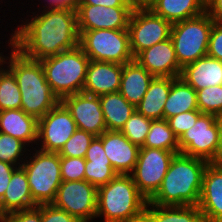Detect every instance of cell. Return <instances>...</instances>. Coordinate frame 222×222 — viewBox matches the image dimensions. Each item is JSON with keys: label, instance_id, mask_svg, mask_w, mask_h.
<instances>
[{"label": "cell", "instance_id": "3", "mask_svg": "<svg viewBox=\"0 0 222 222\" xmlns=\"http://www.w3.org/2000/svg\"><path fill=\"white\" fill-rule=\"evenodd\" d=\"M9 70L16 78L21 91V109L37 120L55 107L60 99L53 93L46 81L40 61L24 57L12 45Z\"/></svg>", "mask_w": 222, "mask_h": 222}, {"label": "cell", "instance_id": "36", "mask_svg": "<svg viewBox=\"0 0 222 222\" xmlns=\"http://www.w3.org/2000/svg\"><path fill=\"white\" fill-rule=\"evenodd\" d=\"M62 181L84 180L85 158L60 157Z\"/></svg>", "mask_w": 222, "mask_h": 222}, {"label": "cell", "instance_id": "2", "mask_svg": "<svg viewBox=\"0 0 222 222\" xmlns=\"http://www.w3.org/2000/svg\"><path fill=\"white\" fill-rule=\"evenodd\" d=\"M207 164L199 158L175 154L160 188L148 202L160 206L198 205Z\"/></svg>", "mask_w": 222, "mask_h": 222}, {"label": "cell", "instance_id": "46", "mask_svg": "<svg viewBox=\"0 0 222 222\" xmlns=\"http://www.w3.org/2000/svg\"><path fill=\"white\" fill-rule=\"evenodd\" d=\"M133 8H148L154 0H127Z\"/></svg>", "mask_w": 222, "mask_h": 222}, {"label": "cell", "instance_id": "11", "mask_svg": "<svg viewBox=\"0 0 222 222\" xmlns=\"http://www.w3.org/2000/svg\"><path fill=\"white\" fill-rule=\"evenodd\" d=\"M172 24L149 8H134L128 23L130 50L135 58L141 51L170 38Z\"/></svg>", "mask_w": 222, "mask_h": 222}, {"label": "cell", "instance_id": "33", "mask_svg": "<svg viewBox=\"0 0 222 222\" xmlns=\"http://www.w3.org/2000/svg\"><path fill=\"white\" fill-rule=\"evenodd\" d=\"M196 98L200 112L217 117L222 115V85L199 89Z\"/></svg>", "mask_w": 222, "mask_h": 222}, {"label": "cell", "instance_id": "26", "mask_svg": "<svg viewBox=\"0 0 222 222\" xmlns=\"http://www.w3.org/2000/svg\"><path fill=\"white\" fill-rule=\"evenodd\" d=\"M171 88V77H154L136 110L152 120H163V109Z\"/></svg>", "mask_w": 222, "mask_h": 222}, {"label": "cell", "instance_id": "13", "mask_svg": "<svg viewBox=\"0 0 222 222\" xmlns=\"http://www.w3.org/2000/svg\"><path fill=\"white\" fill-rule=\"evenodd\" d=\"M77 129L70 111L60 101L38 120L37 139L42 140L40 150L59 153Z\"/></svg>", "mask_w": 222, "mask_h": 222}, {"label": "cell", "instance_id": "9", "mask_svg": "<svg viewBox=\"0 0 222 222\" xmlns=\"http://www.w3.org/2000/svg\"><path fill=\"white\" fill-rule=\"evenodd\" d=\"M217 116L202 113L194 126L178 139L180 153L217 163L219 125Z\"/></svg>", "mask_w": 222, "mask_h": 222}, {"label": "cell", "instance_id": "40", "mask_svg": "<svg viewBox=\"0 0 222 222\" xmlns=\"http://www.w3.org/2000/svg\"><path fill=\"white\" fill-rule=\"evenodd\" d=\"M207 56L222 61V24L213 23Z\"/></svg>", "mask_w": 222, "mask_h": 222}, {"label": "cell", "instance_id": "24", "mask_svg": "<svg viewBox=\"0 0 222 222\" xmlns=\"http://www.w3.org/2000/svg\"><path fill=\"white\" fill-rule=\"evenodd\" d=\"M148 8L174 24L205 13L206 0H154Z\"/></svg>", "mask_w": 222, "mask_h": 222}, {"label": "cell", "instance_id": "5", "mask_svg": "<svg viewBox=\"0 0 222 222\" xmlns=\"http://www.w3.org/2000/svg\"><path fill=\"white\" fill-rule=\"evenodd\" d=\"M89 61L80 46L40 60L46 81L60 101L83 91Z\"/></svg>", "mask_w": 222, "mask_h": 222}, {"label": "cell", "instance_id": "44", "mask_svg": "<svg viewBox=\"0 0 222 222\" xmlns=\"http://www.w3.org/2000/svg\"><path fill=\"white\" fill-rule=\"evenodd\" d=\"M50 6H47L50 9L55 8H77L78 0H48Z\"/></svg>", "mask_w": 222, "mask_h": 222}, {"label": "cell", "instance_id": "39", "mask_svg": "<svg viewBox=\"0 0 222 222\" xmlns=\"http://www.w3.org/2000/svg\"><path fill=\"white\" fill-rule=\"evenodd\" d=\"M1 222H41V204L36 207L8 213Z\"/></svg>", "mask_w": 222, "mask_h": 222}, {"label": "cell", "instance_id": "28", "mask_svg": "<svg viewBox=\"0 0 222 222\" xmlns=\"http://www.w3.org/2000/svg\"><path fill=\"white\" fill-rule=\"evenodd\" d=\"M99 100L108 131H120L136 110L119 92L101 95Z\"/></svg>", "mask_w": 222, "mask_h": 222}, {"label": "cell", "instance_id": "19", "mask_svg": "<svg viewBox=\"0 0 222 222\" xmlns=\"http://www.w3.org/2000/svg\"><path fill=\"white\" fill-rule=\"evenodd\" d=\"M123 65L90 60L84 82V93L101 96L119 92Z\"/></svg>", "mask_w": 222, "mask_h": 222}, {"label": "cell", "instance_id": "27", "mask_svg": "<svg viewBox=\"0 0 222 222\" xmlns=\"http://www.w3.org/2000/svg\"><path fill=\"white\" fill-rule=\"evenodd\" d=\"M191 110H198L196 90L182 78H171V88L163 109V119Z\"/></svg>", "mask_w": 222, "mask_h": 222}, {"label": "cell", "instance_id": "25", "mask_svg": "<svg viewBox=\"0 0 222 222\" xmlns=\"http://www.w3.org/2000/svg\"><path fill=\"white\" fill-rule=\"evenodd\" d=\"M38 120L22 109L0 111V132L11 135L25 144L38 141ZM27 142V143H26Z\"/></svg>", "mask_w": 222, "mask_h": 222}, {"label": "cell", "instance_id": "7", "mask_svg": "<svg viewBox=\"0 0 222 222\" xmlns=\"http://www.w3.org/2000/svg\"><path fill=\"white\" fill-rule=\"evenodd\" d=\"M30 161L22 163L28 178L33 201L37 204H51L62 183L59 153L37 150ZM27 163V164H26Z\"/></svg>", "mask_w": 222, "mask_h": 222}, {"label": "cell", "instance_id": "21", "mask_svg": "<svg viewBox=\"0 0 222 222\" xmlns=\"http://www.w3.org/2000/svg\"><path fill=\"white\" fill-rule=\"evenodd\" d=\"M180 78L196 91L222 85V61L209 56L199 58L182 68Z\"/></svg>", "mask_w": 222, "mask_h": 222}, {"label": "cell", "instance_id": "23", "mask_svg": "<svg viewBox=\"0 0 222 222\" xmlns=\"http://www.w3.org/2000/svg\"><path fill=\"white\" fill-rule=\"evenodd\" d=\"M153 78L154 76L134 59L123 65L119 93L136 107Z\"/></svg>", "mask_w": 222, "mask_h": 222}, {"label": "cell", "instance_id": "22", "mask_svg": "<svg viewBox=\"0 0 222 222\" xmlns=\"http://www.w3.org/2000/svg\"><path fill=\"white\" fill-rule=\"evenodd\" d=\"M116 175L104 151L102 140L95 136L85 156L84 180L99 188L106 185Z\"/></svg>", "mask_w": 222, "mask_h": 222}, {"label": "cell", "instance_id": "32", "mask_svg": "<svg viewBox=\"0 0 222 222\" xmlns=\"http://www.w3.org/2000/svg\"><path fill=\"white\" fill-rule=\"evenodd\" d=\"M151 121L152 119L143 116L135 110L120 132L131 143L142 147L149 132Z\"/></svg>", "mask_w": 222, "mask_h": 222}, {"label": "cell", "instance_id": "10", "mask_svg": "<svg viewBox=\"0 0 222 222\" xmlns=\"http://www.w3.org/2000/svg\"><path fill=\"white\" fill-rule=\"evenodd\" d=\"M175 154L172 151L140 147L136 165L130 175L139 192L148 201L160 188Z\"/></svg>", "mask_w": 222, "mask_h": 222}, {"label": "cell", "instance_id": "8", "mask_svg": "<svg viewBox=\"0 0 222 222\" xmlns=\"http://www.w3.org/2000/svg\"><path fill=\"white\" fill-rule=\"evenodd\" d=\"M79 46L90 60L121 65L134 60L130 50L128 29L84 31L80 35Z\"/></svg>", "mask_w": 222, "mask_h": 222}, {"label": "cell", "instance_id": "14", "mask_svg": "<svg viewBox=\"0 0 222 222\" xmlns=\"http://www.w3.org/2000/svg\"><path fill=\"white\" fill-rule=\"evenodd\" d=\"M132 6L105 7L102 5H77L78 30H125L133 11Z\"/></svg>", "mask_w": 222, "mask_h": 222}, {"label": "cell", "instance_id": "16", "mask_svg": "<svg viewBox=\"0 0 222 222\" xmlns=\"http://www.w3.org/2000/svg\"><path fill=\"white\" fill-rule=\"evenodd\" d=\"M134 59L154 77H180L182 68L171 38L144 49Z\"/></svg>", "mask_w": 222, "mask_h": 222}, {"label": "cell", "instance_id": "38", "mask_svg": "<svg viewBox=\"0 0 222 222\" xmlns=\"http://www.w3.org/2000/svg\"><path fill=\"white\" fill-rule=\"evenodd\" d=\"M41 222H81L65 210L51 204H41Z\"/></svg>", "mask_w": 222, "mask_h": 222}, {"label": "cell", "instance_id": "31", "mask_svg": "<svg viewBox=\"0 0 222 222\" xmlns=\"http://www.w3.org/2000/svg\"><path fill=\"white\" fill-rule=\"evenodd\" d=\"M21 109V91L13 73L0 69V111Z\"/></svg>", "mask_w": 222, "mask_h": 222}, {"label": "cell", "instance_id": "29", "mask_svg": "<svg viewBox=\"0 0 222 222\" xmlns=\"http://www.w3.org/2000/svg\"><path fill=\"white\" fill-rule=\"evenodd\" d=\"M145 215L152 222H206L198 205L160 206L147 202Z\"/></svg>", "mask_w": 222, "mask_h": 222}, {"label": "cell", "instance_id": "6", "mask_svg": "<svg viewBox=\"0 0 222 222\" xmlns=\"http://www.w3.org/2000/svg\"><path fill=\"white\" fill-rule=\"evenodd\" d=\"M213 23L210 15L205 12L198 17L172 24L170 38L181 68L207 56Z\"/></svg>", "mask_w": 222, "mask_h": 222}, {"label": "cell", "instance_id": "42", "mask_svg": "<svg viewBox=\"0 0 222 222\" xmlns=\"http://www.w3.org/2000/svg\"><path fill=\"white\" fill-rule=\"evenodd\" d=\"M206 12L215 23L222 24V0H206Z\"/></svg>", "mask_w": 222, "mask_h": 222}, {"label": "cell", "instance_id": "47", "mask_svg": "<svg viewBox=\"0 0 222 222\" xmlns=\"http://www.w3.org/2000/svg\"><path fill=\"white\" fill-rule=\"evenodd\" d=\"M134 222H152V221L146 215H144L141 218L135 220Z\"/></svg>", "mask_w": 222, "mask_h": 222}, {"label": "cell", "instance_id": "41", "mask_svg": "<svg viewBox=\"0 0 222 222\" xmlns=\"http://www.w3.org/2000/svg\"><path fill=\"white\" fill-rule=\"evenodd\" d=\"M17 167L6 162L0 161V200L4 196L12 173Z\"/></svg>", "mask_w": 222, "mask_h": 222}, {"label": "cell", "instance_id": "12", "mask_svg": "<svg viewBox=\"0 0 222 222\" xmlns=\"http://www.w3.org/2000/svg\"><path fill=\"white\" fill-rule=\"evenodd\" d=\"M98 188L85 180L62 181L52 204L81 222H90L97 211Z\"/></svg>", "mask_w": 222, "mask_h": 222}, {"label": "cell", "instance_id": "17", "mask_svg": "<svg viewBox=\"0 0 222 222\" xmlns=\"http://www.w3.org/2000/svg\"><path fill=\"white\" fill-rule=\"evenodd\" d=\"M198 207L206 222H222V164H207Z\"/></svg>", "mask_w": 222, "mask_h": 222}, {"label": "cell", "instance_id": "18", "mask_svg": "<svg viewBox=\"0 0 222 222\" xmlns=\"http://www.w3.org/2000/svg\"><path fill=\"white\" fill-rule=\"evenodd\" d=\"M111 166L117 174L129 175L136 165L140 147L131 143L120 131L106 130L100 136Z\"/></svg>", "mask_w": 222, "mask_h": 222}, {"label": "cell", "instance_id": "48", "mask_svg": "<svg viewBox=\"0 0 222 222\" xmlns=\"http://www.w3.org/2000/svg\"><path fill=\"white\" fill-rule=\"evenodd\" d=\"M7 63L6 61H5V58L1 55V53H0V65H4V64H2V63Z\"/></svg>", "mask_w": 222, "mask_h": 222}, {"label": "cell", "instance_id": "34", "mask_svg": "<svg viewBox=\"0 0 222 222\" xmlns=\"http://www.w3.org/2000/svg\"><path fill=\"white\" fill-rule=\"evenodd\" d=\"M94 137L95 136L89 132L77 129L60 150V157L85 158L87 149Z\"/></svg>", "mask_w": 222, "mask_h": 222}, {"label": "cell", "instance_id": "35", "mask_svg": "<svg viewBox=\"0 0 222 222\" xmlns=\"http://www.w3.org/2000/svg\"><path fill=\"white\" fill-rule=\"evenodd\" d=\"M25 143L0 132V161L17 166V160L23 155ZM19 158V159H18Z\"/></svg>", "mask_w": 222, "mask_h": 222}, {"label": "cell", "instance_id": "15", "mask_svg": "<svg viewBox=\"0 0 222 222\" xmlns=\"http://www.w3.org/2000/svg\"><path fill=\"white\" fill-rule=\"evenodd\" d=\"M61 102L70 111L78 129L94 136L107 130L99 96L79 92L64 97Z\"/></svg>", "mask_w": 222, "mask_h": 222}, {"label": "cell", "instance_id": "45", "mask_svg": "<svg viewBox=\"0 0 222 222\" xmlns=\"http://www.w3.org/2000/svg\"><path fill=\"white\" fill-rule=\"evenodd\" d=\"M219 125V147L217 150V164H222V115L218 116Z\"/></svg>", "mask_w": 222, "mask_h": 222}, {"label": "cell", "instance_id": "30", "mask_svg": "<svg viewBox=\"0 0 222 222\" xmlns=\"http://www.w3.org/2000/svg\"><path fill=\"white\" fill-rule=\"evenodd\" d=\"M142 147L156 148L180 153L178 138L167 120H152L149 132Z\"/></svg>", "mask_w": 222, "mask_h": 222}, {"label": "cell", "instance_id": "1", "mask_svg": "<svg viewBox=\"0 0 222 222\" xmlns=\"http://www.w3.org/2000/svg\"><path fill=\"white\" fill-rule=\"evenodd\" d=\"M47 9L17 28L10 38L9 44L28 59L40 61L79 46L76 9Z\"/></svg>", "mask_w": 222, "mask_h": 222}, {"label": "cell", "instance_id": "37", "mask_svg": "<svg viewBox=\"0 0 222 222\" xmlns=\"http://www.w3.org/2000/svg\"><path fill=\"white\" fill-rule=\"evenodd\" d=\"M202 114L199 110H191L174 115L167 119L170 128L179 139L184 132L195 125L197 119Z\"/></svg>", "mask_w": 222, "mask_h": 222}, {"label": "cell", "instance_id": "4", "mask_svg": "<svg viewBox=\"0 0 222 222\" xmlns=\"http://www.w3.org/2000/svg\"><path fill=\"white\" fill-rule=\"evenodd\" d=\"M147 202L130 174H117L98 188L96 217L103 215L105 222H134L145 215Z\"/></svg>", "mask_w": 222, "mask_h": 222}, {"label": "cell", "instance_id": "43", "mask_svg": "<svg viewBox=\"0 0 222 222\" xmlns=\"http://www.w3.org/2000/svg\"><path fill=\"white\" fill-rule=\"evenodd\" d=\"M78 5H102L105 7L131 6L127 0H78Z\"/></svg>", "mask_w": 222, "mask_h": 222}, {"label": "cell", "instance_id": "20", "mask_svg": "<svg viewBox=\"0 0 222 222\" xmlns=\"http://www.w3.org/2000/svg\"><path fill=\"white\" fill-rule=\"evenodd\" d=\"M18 164V167L12 173L4 196L0 200L1 218L8 213L37 206L33 201L25 170L21 167L22 164L19 162Z\"/></svg>", "mask_w": 222, "mask_h": 222}]
</instances>
